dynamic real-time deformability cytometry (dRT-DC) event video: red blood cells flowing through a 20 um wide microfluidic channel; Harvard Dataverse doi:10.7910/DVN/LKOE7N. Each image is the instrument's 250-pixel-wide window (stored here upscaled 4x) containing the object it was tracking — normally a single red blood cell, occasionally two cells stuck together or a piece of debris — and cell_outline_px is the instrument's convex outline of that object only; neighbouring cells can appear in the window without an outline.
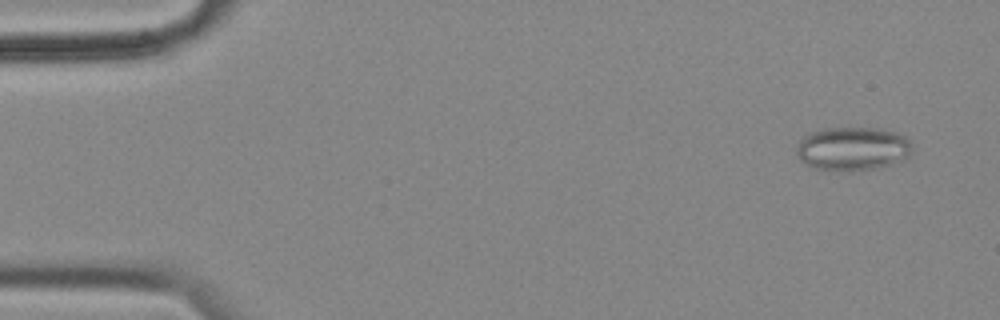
{"species": "common noctule bat (a hibernating species)", "species_latin": "Nyctalus noctula", "temperature_condition": "cold", "stored_images_in_passage": 54, "camera_frame_rate_fps": 3000, "um_per_image_px": 0.085, "animal": {"sex": "female", "body_mass_g": 18.4}, "frame": {"image": 1, "passage_image": 1, "time_ms": 0.0, "image_size_px": [1000, 320], "cell_outline_px": [[912, 152], [908, 156], [892, 164], [880, 168], [852, 172], [848, 172], [812, 168], [800, 160], [796, 152], [796, 148], [800, 140], [808, 132], [824, 128], [880, 128], [896, 132], [912, 140]], "centroid_in_image_um": [72.48, 12.65], "position_along_channel_um": 12.5, "area_um2": 30.06}}
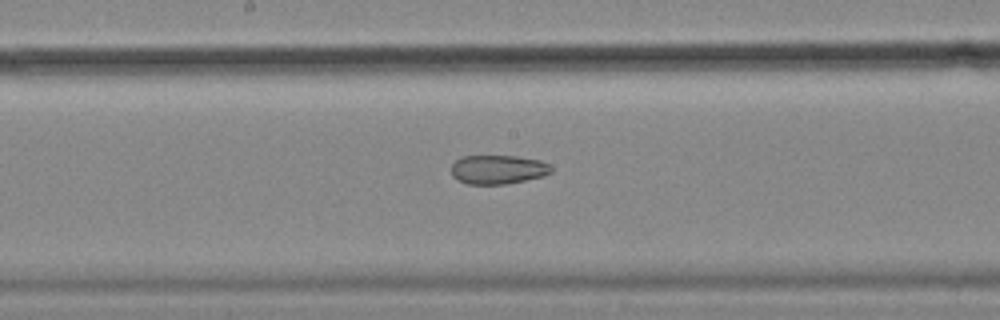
{"frame": {"image": 2, "passage_image": 27, "time_ms": 8.667, "image_size_px": [1000, 320], "cell_outline_px": [[552, 172], [544, 176], [504, 184], [468, 184], [456, 180], [452, 176], [452, 164], [460, 156], [516, 156], [540, 160], [548, 164], [552, 168]], "centroid_in_image_um": [42.31, 14.4], "position_along_channel_um": 205.9, "area_um2": 16.94}}
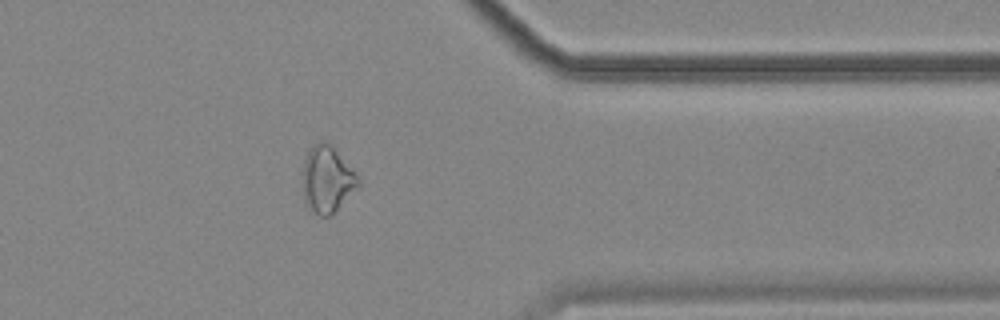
{"frame": {"image": 3, "passage_image": 43, "time_ms": 14.0, "image_size_px": [1000, 320], "cell_outline_px": [[360, 184], [332, 216], [320, 216], [304, 200], [304, 160], [312, 144], [320, 140], [324, 140], [332, 144], [360, 180]], "centroid_in_image_um": [27.82, 15.21], "position_along_channel_um": 383.6, "area_um2": 21.21}, "authors_computed_cell_mechanics": {"area_um2": 22.253, "velocity_mm_per_s": 3.5529, "shape_relaxation_time_tau1_ms": null, "shape_relaxation_time_tau2_ms": 3.7626, "deformation_change_tau1": null, "deformation_change_tau2": 0.0955}}